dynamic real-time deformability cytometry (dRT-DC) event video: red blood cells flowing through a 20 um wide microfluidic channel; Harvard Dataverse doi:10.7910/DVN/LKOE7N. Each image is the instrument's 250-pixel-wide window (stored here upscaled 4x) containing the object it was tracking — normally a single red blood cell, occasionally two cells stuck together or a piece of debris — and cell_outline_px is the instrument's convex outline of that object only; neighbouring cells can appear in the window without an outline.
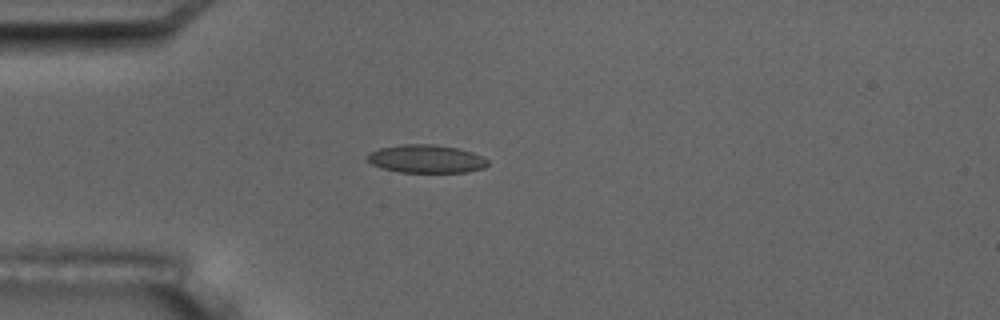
{"species": "common noctule bat (a hibernating species)", "species_latin": "Nyctalus noctula", "temperature_condition": "room temperature", "stored_images_in_passage": 4, "camera_frame_rate_fps": 3000, "um_per_image_px": 0.085, "animal": {"sex": "male", "body_mass_g": 17.5, "forearm_length_mm": 52.3}, "frame": {"image": 1, "passage_image": 4, "time_ms": 4.333, "image_size_px": [1000, 320], "cell_outline_px": [[488, 164], [484, 168], [468, 172], [400, 172], [384, 168], [372, 164], [368, 160], [368, 152], [380, 148], [404, 144], [432, 144], [460, 148], [472, 152], [488, 160]], "centroid_in_image_um": [36.25, 13.5], "position_along_channel_um": 48.8, "area_um2": 19.65}}